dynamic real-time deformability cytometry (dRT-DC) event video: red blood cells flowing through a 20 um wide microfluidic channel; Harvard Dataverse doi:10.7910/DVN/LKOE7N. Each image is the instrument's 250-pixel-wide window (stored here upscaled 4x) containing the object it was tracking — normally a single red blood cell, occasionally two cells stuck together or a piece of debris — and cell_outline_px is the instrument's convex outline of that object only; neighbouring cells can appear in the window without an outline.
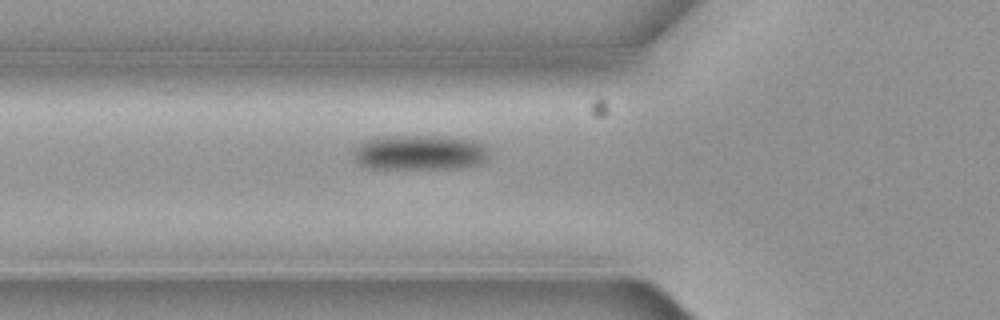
{"species": "common noctule bat (a hibernating species)", "species_latin": "Nyctalus noctula", "temperature_condition": "cold", "stored_images_in_passage": 5, "camera_frame_rate_fps": 3000, "um_per_image_px": 0.085, "animal": {"sex": "female", "body_mass_g": 19.3, "forearm_length_mm": 54.1}, "frame": {"image": 1, "passage_image": 5, "time_ms": 1.333, "image_size_px": [1000, 320], "cell_outline_px": [[492, 152], [488, 160], [480, 164], [460, 168], [368, 168], [360, 164], [356, 160], [356, 148], [360, 140], [392, 136], [436, 136], [472, 140], [484, 144]], "centroid_in_image_um": [35.76, 12.96], "position_along_channel_um": 90.0, "area_um2": 27.74}}